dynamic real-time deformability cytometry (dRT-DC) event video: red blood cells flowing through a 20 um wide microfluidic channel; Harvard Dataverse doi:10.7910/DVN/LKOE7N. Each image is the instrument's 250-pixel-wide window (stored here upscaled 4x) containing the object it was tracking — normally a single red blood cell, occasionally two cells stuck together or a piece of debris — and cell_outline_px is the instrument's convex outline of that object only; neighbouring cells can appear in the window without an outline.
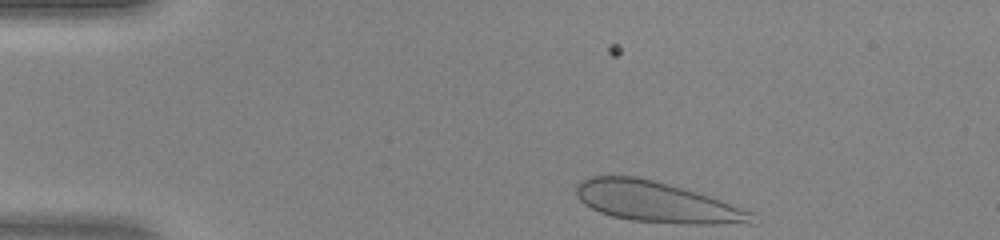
{"species": "human", "species_latin": "Homo sapiens", "temperature_condition": "warm", "stored_images_in_passage": 39, "camera_frame_rate_fps": 3000, "um_per_image_px": 0.085, "donor": {"sex": "female"}, "frame": {"image": 1, "passage_image": 1, "time_ms": 0.0, "image_size_px": [1000, 240], "cell_outline_px": [[756, 224], [688, 224], [632, 220], [612, 216], [600, 212], [584, 204], [576, 196], [576, 184], [580, 180], [592, 176], [636, 176], [668, 184], [708, 196], [720, 200], [752, 212]], "centroid_in_image_um": [55.8, 17.17], "position_along_channel_um": 29.2, "area_um2": 41.27}}
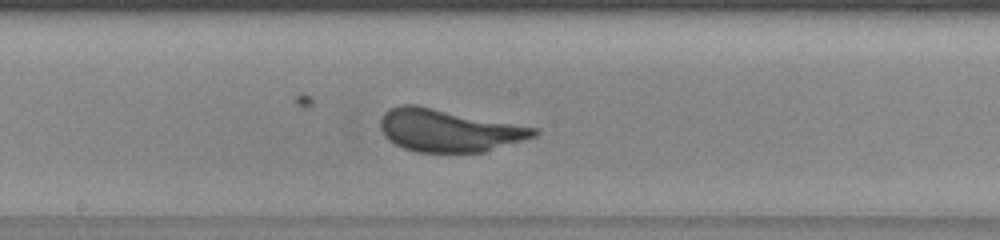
{"frame": {"image": 2, "passage_image": 18, "time_ms": 5.667, "image_size_px": [1000, 240], "cell_outline_px": [[540, 132], [536, 136], [484, 152], [416, 152], [404, 148], [388, 140], [380, 128], [380, 120], [384, 112], [388, 108], [400, 104], [416, 104], [540, 128]], "centroid_in_image_um": [38.14, 11.07], "position_along_channel_um": 210.1, "area_um2": 38.38}}
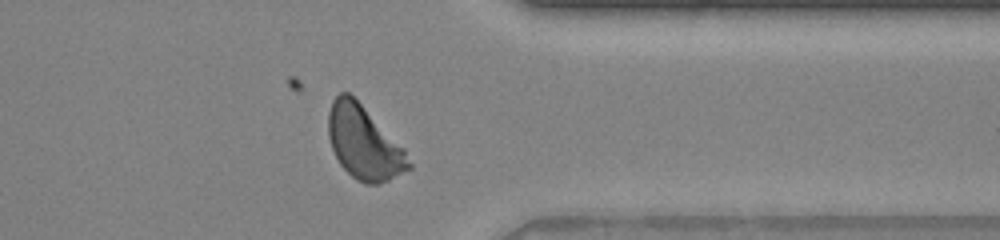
{"frame": {"image": 3, "passage_image": 30, "time_ms": 9.667, "image_size_px": [1000, 240], "cell_outline_px": [[412, 168], [388, 180], [376, 184], [364, 184], [356, 180], [340, 164], [332, 148], [328, 136], [328, 112], [332, 100], [340, 92], [348, 92], [404, 148], [412, 164]], "centroid_in_image_um": [30.92, 12.15], "position_along_channel_um": 380.5, "area_um2": 33.93}}